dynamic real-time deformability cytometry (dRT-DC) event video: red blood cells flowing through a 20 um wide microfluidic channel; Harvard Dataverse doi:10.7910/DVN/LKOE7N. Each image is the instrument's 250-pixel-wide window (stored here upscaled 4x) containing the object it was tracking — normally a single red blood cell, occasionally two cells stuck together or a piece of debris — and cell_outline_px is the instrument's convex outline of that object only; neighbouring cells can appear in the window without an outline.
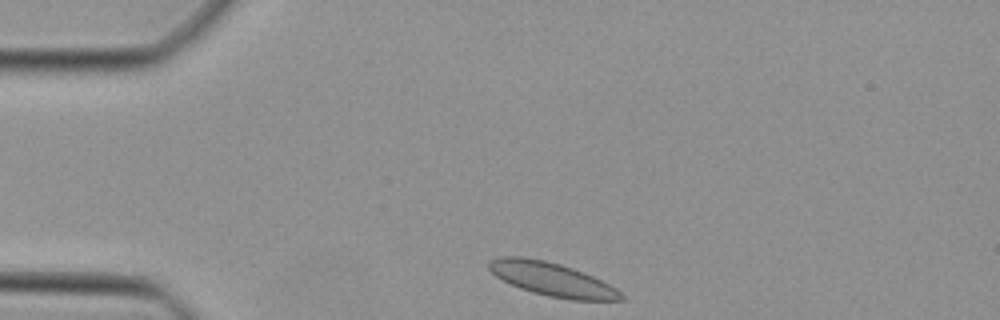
{"species": "Egyptian fruit bat (a non-hibernating species)", "species_latin": "Rousettus aegyptiacus", "temperature_condition": "cold", "stored_images_in_passage": 38, "camera_frame_rate_fps": 3000, "um_per_image_px": 0.085, "animal": {"sex": "female"}, "frame": {"image": 1, "passage_image": 1, "time_ms": 0.0, "image_size_px": [1000, 320], "cell_outline_px": [[624, 300], [572, 300], [548, 296], [532, 292], [520, 288], [496, 276], [488, 268], [488, 260], [500, 256], [520, 256], [544, 260], [560, 264], [584, 272], [616, 288], [624, 296]], "centroid_in_image_um": [46.9, 23.73], "position_along_channel_um": 38.1, "area_um2": 25.66}}
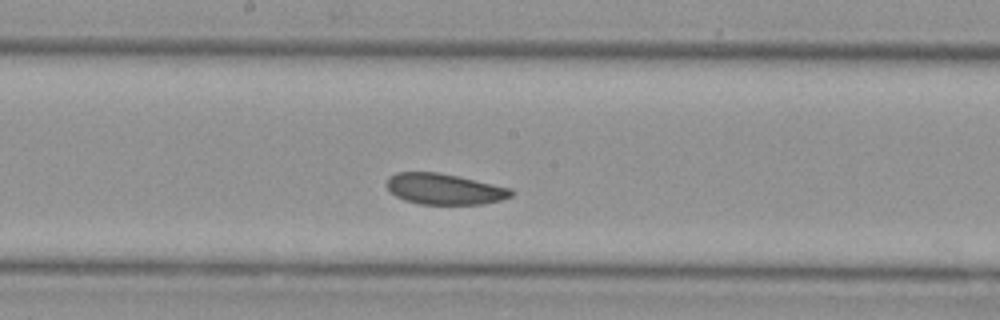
{"frame": {"image": 2, "passage_image": 16, "time_ms": 5.0, "image_size_px": [1000, 320], "cell_outline_px": [[516, 192], [512, 196], [500, 200], [484, 204], [420, 204], [404, 200], [396, 196], [388, 188], [388, 176], [396, 172], [436, 172], [456, 176], [512, 188]], "centroid_in_image_um": [37.8, 16.07], "position_along_channel_um": 210.4, "area_um2": 22.31}}
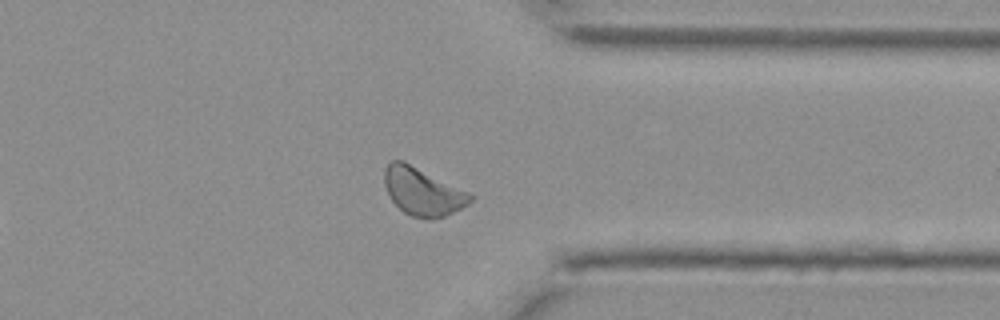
{"frame": {"image": 3, "passage_image": 28, "time_ms": 9.0, "image_size_px": [1000, 320], "cell_outline_px": [[472, 200], [468, 204], [444, 216], [432, 220], [412, 216], [404, 212], [392, 200], [384, 184], [384, 168], [392, 160], [404, 160], [468, 192], [472, 196]], "centroid_in_image_um": [35.9, 16.27], "position_along_channel_um": 375.5, "area_um2": 23.64}}